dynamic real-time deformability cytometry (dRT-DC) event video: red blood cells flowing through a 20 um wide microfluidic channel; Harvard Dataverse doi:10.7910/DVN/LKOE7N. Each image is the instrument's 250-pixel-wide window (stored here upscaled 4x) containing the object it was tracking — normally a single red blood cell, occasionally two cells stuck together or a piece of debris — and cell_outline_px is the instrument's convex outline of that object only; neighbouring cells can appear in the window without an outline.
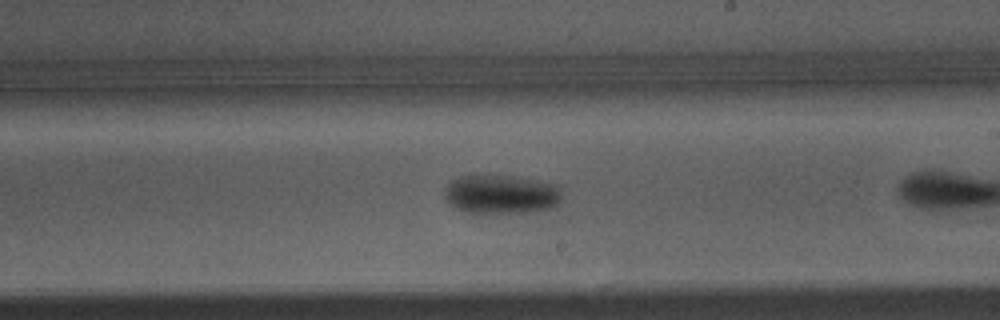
{"species": "Egyptian fruit bat (a non-hibernating species)", "species_latin": "Rousettus aegyptiacus", "temperature_condition": "warm", "stored_images_in_passage": 28, "camera_frame_rate_fps": 3000, "um_per_image_px": 0.085, "animal": {"sex": "male"}, "frame": {"image": 1, "passage_image": 13, "time_ms": 4.0, "image_size_px": [1000, 320], "cell_outline_px": [[564, 200], [560, 204], [552, 208], [528, 212], [464, 212], [452, 204], [444, 196], [444, 188], [452, 180], [460, 176], [472, 172], [512, 176], [560, 184]], "centroid_in_image_um": [42.65, 16.46], "position_along_channel_um": 246.3, "area_um2": 27.51}}
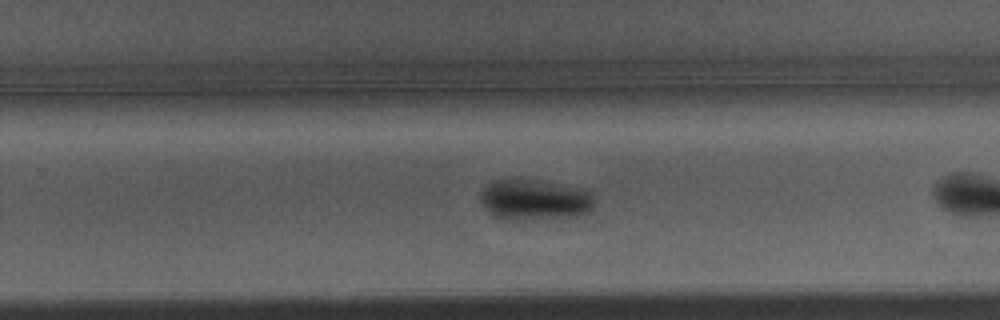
{"frame": {"image": 2, "passage_image": 16, "time_ms": 5.0, "image_size_px": [1000, 320], "cell_outline_px": [[596, 204], [592, 212], [576, 216], [516, 220], [508, 220], [496, 216], [480, 200], [480, 192], [492, 180], [504, 176], [512, 176], [588, 188], [592, 192], [596, 200]], "centroid_in_image_um": [45.52, 16.92], "position_along_channel_um": 284.3, "area_um2": 28.09}, "authors_computed_cell_mechanics": {"area_um2": 24.9118, "velocity_mm_per_s": 3.823, "shape_relaxation_time_tau1_ms": 0.7481, "shape_relaxation_time_tau2_ms": null, "deformation_change_tau1": 0.1211, "deformation_change_tau2": null}}